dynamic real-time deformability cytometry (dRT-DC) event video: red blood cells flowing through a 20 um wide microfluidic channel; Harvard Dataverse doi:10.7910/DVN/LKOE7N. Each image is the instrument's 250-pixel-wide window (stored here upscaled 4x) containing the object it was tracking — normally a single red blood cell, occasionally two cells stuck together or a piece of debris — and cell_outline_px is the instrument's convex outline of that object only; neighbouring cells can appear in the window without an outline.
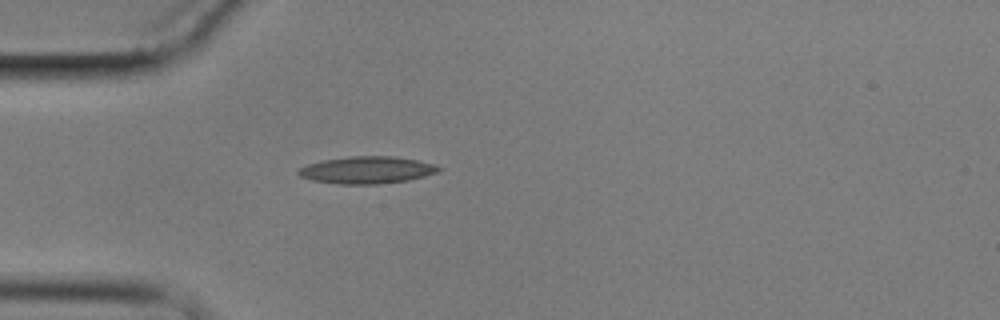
{"species": "common noctule bat (a hibernating species)", "species_latin": "Nyctalus noctula", "temperature_condition": "cold", "stored_images_in_passage": 1, "camera_frame_rate_fps": 3000, "um_per_image_px": 0.085, "animal": {"sex": "male", "body_mass_g": 17.9}, "frame": {"image": 1, "passage_image": 1, "time_ms": 0.0, "image_size_px": [1000, 320], "cell_outline_px": [[444, 168], [440, 172], [408, 180], [380, 184], [340, 184], [312, 180], [300, 176], [296, 172], [300, 168], [308, 164], [324, 160], [348, 156], [396, 156], [420, 160]], "centroid_in_image_um": [31.24, 14.44], "position_along_channel_um": 53.8, "area_um2": 22.31}}